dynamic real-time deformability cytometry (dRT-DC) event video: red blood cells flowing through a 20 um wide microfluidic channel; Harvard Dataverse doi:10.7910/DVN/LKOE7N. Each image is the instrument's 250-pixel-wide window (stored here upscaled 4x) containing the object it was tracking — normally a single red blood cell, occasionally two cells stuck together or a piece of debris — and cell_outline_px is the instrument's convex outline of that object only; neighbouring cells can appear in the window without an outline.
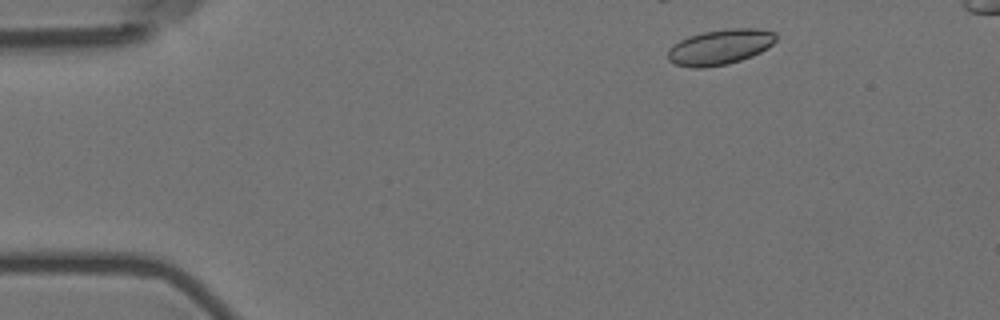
{"species": "Egyptian fruit bat (a non-hibernating species)", "species_latin": "Rousettus aegyptiacus", "temperature_condition": "room temperature", "stored_images_in_passage": 21, "camera_frame_rate_fps": 3000, "um_per_image_px": 0.085, "animal": {"sex": "female"}, "frame": {"image": 1, "passage_image": 4, "time_ms": 1.0, "image_size_px": [1000, 320], "cell_outline_px": [[776, 40], [768, 48], [752, 56], [728, 64], [704, 68], [692, 68], [676, 64], [668, 60], [668, 48], [672, 44], [688, 36], [704, 32], [728, 28], [756, 28], [776, 32]], "centroid_in_image_um": [61.19, 3.99], "position_along_channel_um": 23.8, "area_um2": 22.43}}
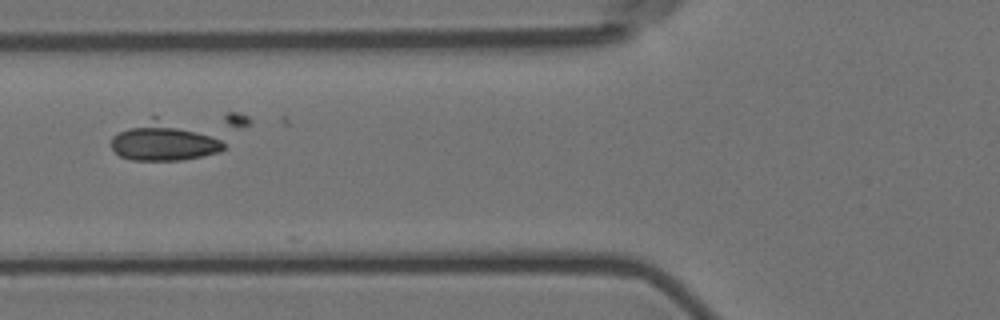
{"frame": {"image": 2, "passage_image": 18, "time_ms": 5.667, "image_size_px": [1000, 320], "cell_outline_px": [[224, 148], [220, 152], [180, 160], [132, 160], [120, 156], [112, 148], [112, 136], [152, 116], [156, 116], [220, 140], [224, 144]], "centroid_in_image_um": [13.88, 12.04], "position_along_channel_um": 111.9, "area_um2": 24.33}}